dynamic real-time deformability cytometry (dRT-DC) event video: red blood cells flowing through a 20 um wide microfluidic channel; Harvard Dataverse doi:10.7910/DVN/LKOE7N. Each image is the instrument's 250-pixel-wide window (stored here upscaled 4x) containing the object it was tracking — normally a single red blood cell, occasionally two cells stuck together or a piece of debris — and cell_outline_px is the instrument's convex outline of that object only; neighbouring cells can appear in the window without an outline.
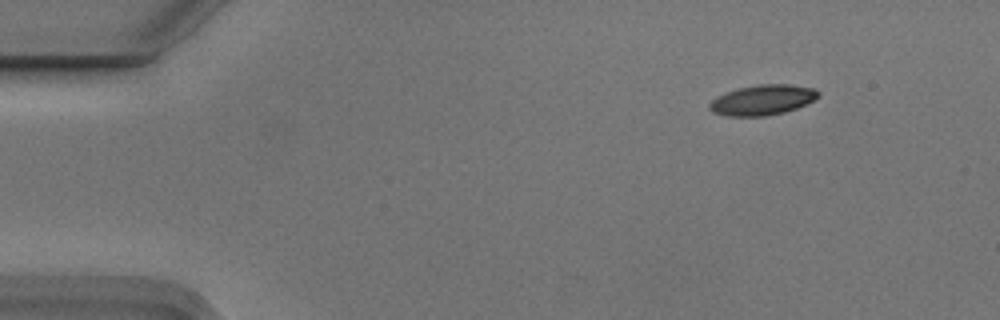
{"species": "Egyptian fruit bat (a non-hibernating species)", "species_latin": "Rousettus aegyptiacus", "temperature_condition": "cold", "stored_images_in_passage": 6, "camera_frame_rate_fps": 3000, "um_per_image_px": 0.085, "animal": {"sex": "male"}, "frame": {"image": 1, "passage_image": 1, "time_ms": 0.0, "image_size_px": [1000, 320], "cell_outline_px": [[820, 96], [796, 108], [784, 112], [764, 116], [728, 116], [712, 112], [708, 108], [708, 104], [712, 100], [736, 88], [760, 84], [792, 84], [812, 88], [820, 92]], "centroid_in_image_um": [64.81, 8.49], "position_along_channel_um": 20.2, "area_um2": 19.02}}
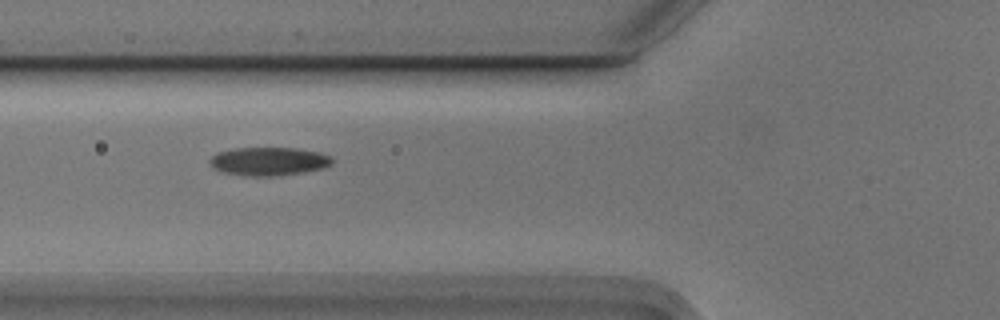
{"frame": {"image": 2, "passage_image": 5, "time_ms": 1.333, "image_size_px": [1000, 320], "cell_outline_px": [[332, 164], [324, 168], [304, 172], [272, 176], [252, 176], [224, 172], [212, 168], [208, 164], [208, 160], [216, 152], [236, 148], [296, 148], [320, 152], [332, 156]], "centroid_in_image_um": [22.84, 13.7], "position_along_channel_um": 103.0, "area_um2": 20.35}}
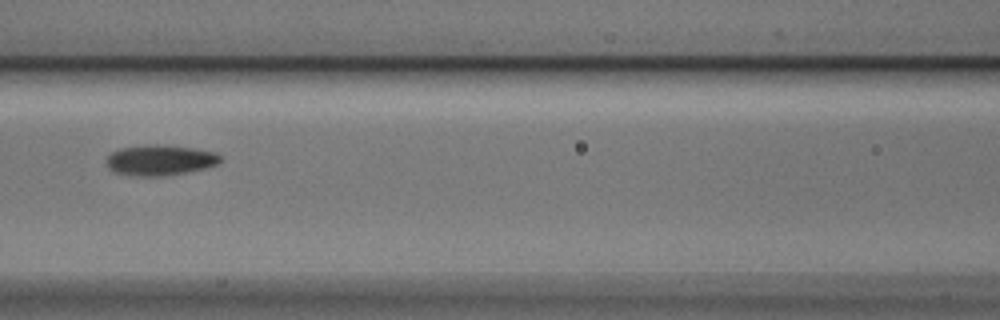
{"frame": {"image": 3, "passage_image": 6, "time_ms": 1.667, "image_size_px": [1000, 320], "cell_outline_px": [[220, 160], [216, 164], [204, 168], [184, 172], [156, 176], [144, 176], [116, 172], [108, 168], [104, 160], [112, 152], [120, 148], [144, 144], [156, 144], [192, 148], [216, 152], [220, 156]], "centroid_in_image_um": [13.55, 13.59], "position_along_channel_um": 153.1, "area_um2": 19.94}}